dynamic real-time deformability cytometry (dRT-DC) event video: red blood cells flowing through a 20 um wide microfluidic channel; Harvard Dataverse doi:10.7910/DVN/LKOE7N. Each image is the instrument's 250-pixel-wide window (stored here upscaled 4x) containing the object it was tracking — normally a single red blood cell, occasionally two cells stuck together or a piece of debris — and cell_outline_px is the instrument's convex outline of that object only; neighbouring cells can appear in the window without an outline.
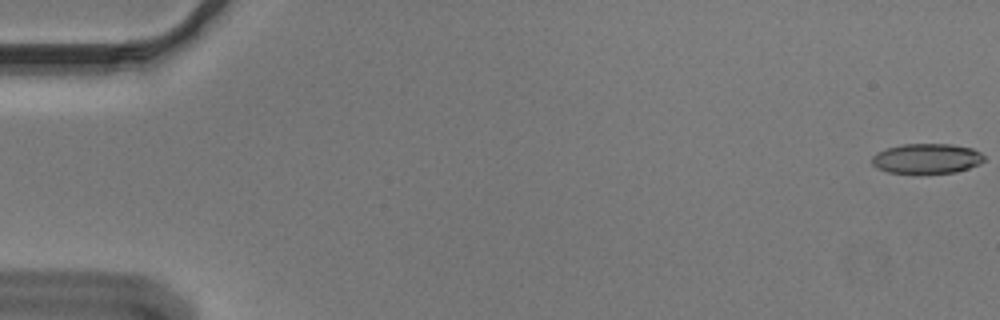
{"species": "Egyptian fruit bat (a non-hibernating species)", "species_latin": "Rousettus aegyptiacus", "temperature_condition": "cold", "stored_images_in_passage": 55, "camera_frame_rate_fps": 3000, "um_per_image_px": 0.085, "animal": {"sex": "male"}, "frame": {"image": 1, "passage_image": 1, "time_ms": 0.0, "image_size_px": [1000, 320], "cell_outline_px": [[984, 160], [980, 164], [956, 172], [916, 176], [888, 172], [876, 168], [872, 164], [872, 156], [876, 152], [888, 148], [904, 144], [952, 144], [972, 148], [980, 152], [984, 156]], "centroid_in_image_um": [78.75, 13.52], "position_along_channel_um": 6.3, "area_um2": 20.35}}
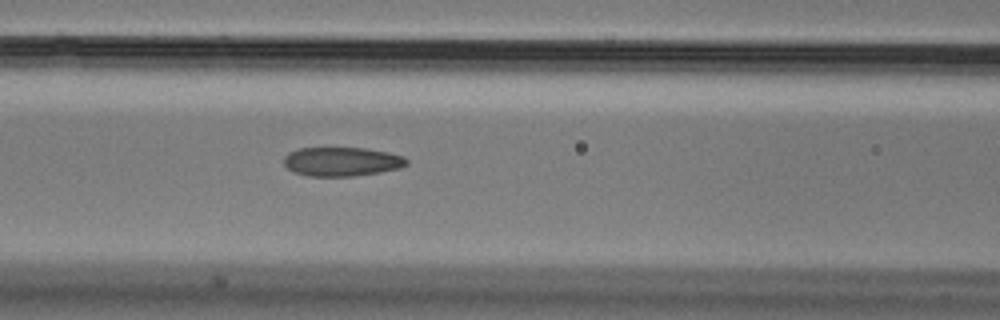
{"frame": {"image": 2, "passage_image": 24, "time_ms": 7.667, "image_size_px": [1000, 320], "cell_outline_px": [[408, 164], [400, 168], [380, 172], [352, 176], [308, 176], [296, 172], [288, 168], [284, 164], [284, 156], [288, 152], [300, 148], [364, 148], [388, 152], [404, 156], [408, 160]], "centroid_in_image_um": [29.07, 13.73], "position_along_channel_um": 137.5, "area_um2": 20.75}}
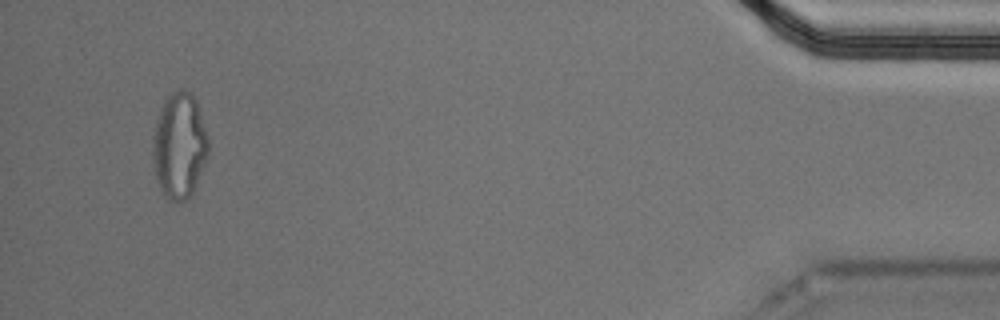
{"frame": {"image": 3, "passage_image": 53, "time_ms": 17.333, "image_size_px": [1000, 320], "cell_outline_px": [[208, 152], [204, 164], [196, 184], [188, 200], [176, 204], [168, 200], [160, 188], [156, 180], [152, 160], [152, 140], [156, 120], [164, 100], [172, 92], [184, 88], [192, 92], [196, 100], [208, 136]], "centroid_in_image_um": [15.22, 12.4], "position_along_channel_um": 420.0, "area_um2": 34.68}, "authors_computed_cell_mechanics": {"area_um2": 21.2704, "velocity_mm_per_s": 3.6621, "shape_relaxation_time_tau1_ms": null, "shape_relaxation_time_tau2_ms": 2.4689, "deformation_change_tau1": null, "deformation_change_tau2": 0.0963}}